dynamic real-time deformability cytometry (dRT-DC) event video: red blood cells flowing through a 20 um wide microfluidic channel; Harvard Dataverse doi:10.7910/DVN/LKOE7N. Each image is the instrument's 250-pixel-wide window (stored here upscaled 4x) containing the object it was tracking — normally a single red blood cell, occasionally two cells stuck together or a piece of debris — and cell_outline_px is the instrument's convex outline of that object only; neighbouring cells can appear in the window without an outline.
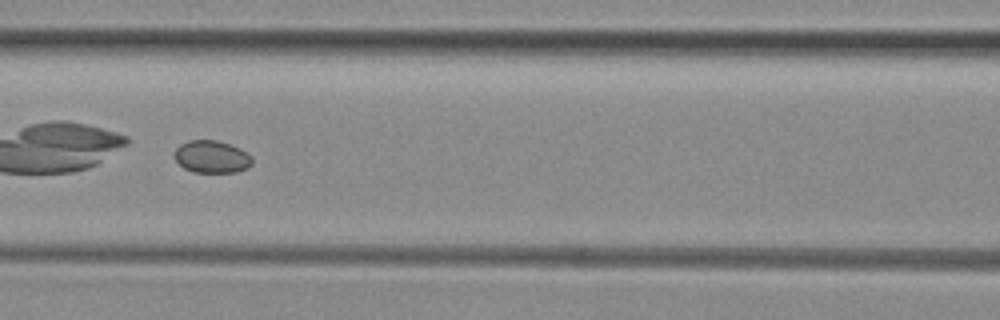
{"species": "common noctule bat (a hibernating species)", "species_latin": "Nyctalus noctula", "temperature_condition": "room temperature", "stored_images_in_passage": 26, "camera_frame_rate_fps": 3000, "um_per_image_px": 0.085, "animal": {"sex": "female", "body_mass_g": 29.2, "forearm_length_mm": 56.3}, "frame": {"image": 1, "passage_image": 8, "time_ms": 2.333, "image_size_px": [1000, 320], "cell_outline_px": [[252, 164], [248, 168], [236, 172], [192, 172], [184, 168], [176, 160], [176, 148], [180, 144], [188, 140], [216, 140], [228, 144], [252, 156]], "centroid_in_image_um": [17.99, 13.33], "position_along_channel_um": 148.6, "area_um2": 14.45}}